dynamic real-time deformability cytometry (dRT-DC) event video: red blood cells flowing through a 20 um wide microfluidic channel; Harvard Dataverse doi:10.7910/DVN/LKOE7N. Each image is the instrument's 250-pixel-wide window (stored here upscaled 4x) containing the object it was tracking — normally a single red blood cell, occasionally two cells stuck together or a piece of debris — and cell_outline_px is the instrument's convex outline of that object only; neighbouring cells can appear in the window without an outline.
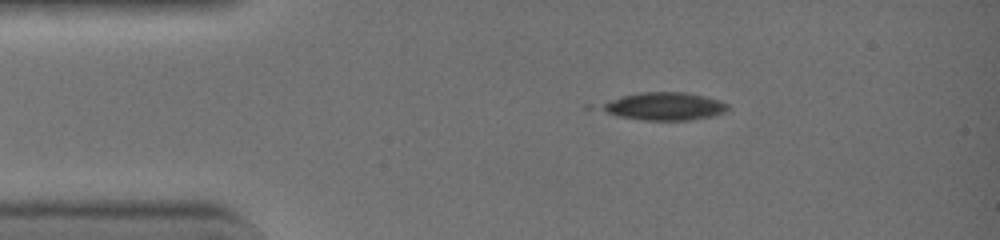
{"species": "common noctule bat (a hibernating species)", "species_latin": "Nyctalus noctula", "temperature_condition": "warm", "stored_images_in_passage": 36, "camera_frame_rate_fps": 3000, "um_per_image_px": 0.085, "animal": {"sex": "female", "body_mass_g": 19.0, "forearm_length_mm": 51.5}, "frame": {"image": 1, "passage_image": 1, "time_ms": 0.0, "image_size_px": [1000, 240], "cell_outline_px": [[728, 108], [712, 116], [688, 120], [644, 120], [620, 116], [608, 112], [600, 108], [604, 104], [620, 96], [640, 92], [684, 92], [720, 100], [728, 104]], "centroid_in_image_um": [56.49, 9.03], "position_along_channel_um": 28.5, "area_um2": 19.94}}
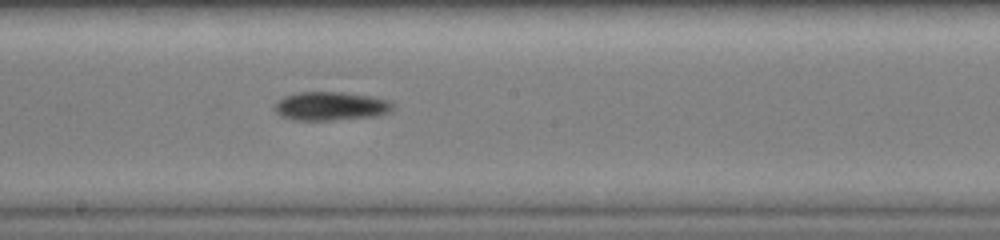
{"frame": {"image": 2, "passage_image": 17, "time_ms": 5.333, "image_size_px": [1000, 240], "cell_outline_px": [[392, 108], [388, 112], [376, 116], [332, 120], [292, 120], [280, 116], [276, 112], [276, 104], [284, 96], [296, 92], [344, 92], [372, 96], [388, 100], [392, 104]], "centroid_in_image_um": [28.1, 9.02], "position_along_channel_um": 220.1, "area_um2": 19.65}}
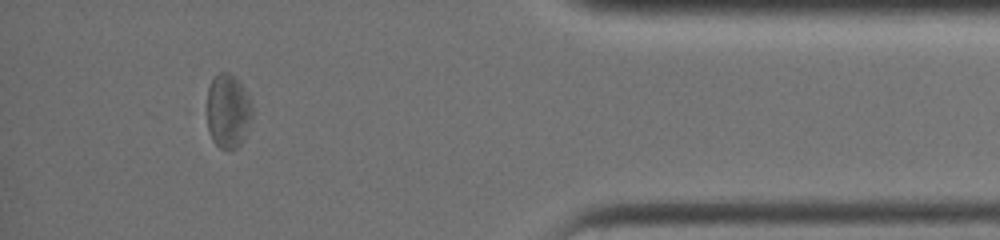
{"frame": {"image": 3, "passage_image": 32, "time_ms": 10.333, "image_size_px": [1000, 240], "cell_outline_px": [[252, 116], [244, 136], [240, 144], [236, 148], [220, 148], [212, 140], [208, 128], [208, 88], [212, 80], [220, 72], [228, 72], [236, 76], [240, 80], [252, 100]], "centroid_in_image_um": [19.41, 9.39], "position_along_channel_um": 415.8, "area_um2": 19.54}, "authors_computed_cell_mechanics": {"area_um2": 19.8254, "velocity_mm_per_s": 4.4962, "shape_relaxation_time_tau1_ms": null, "shape_relaxation_time_tau2_ms": 11.3451, "deformation_change_tau1": null, "deformation_change_tau2": 0.249}}